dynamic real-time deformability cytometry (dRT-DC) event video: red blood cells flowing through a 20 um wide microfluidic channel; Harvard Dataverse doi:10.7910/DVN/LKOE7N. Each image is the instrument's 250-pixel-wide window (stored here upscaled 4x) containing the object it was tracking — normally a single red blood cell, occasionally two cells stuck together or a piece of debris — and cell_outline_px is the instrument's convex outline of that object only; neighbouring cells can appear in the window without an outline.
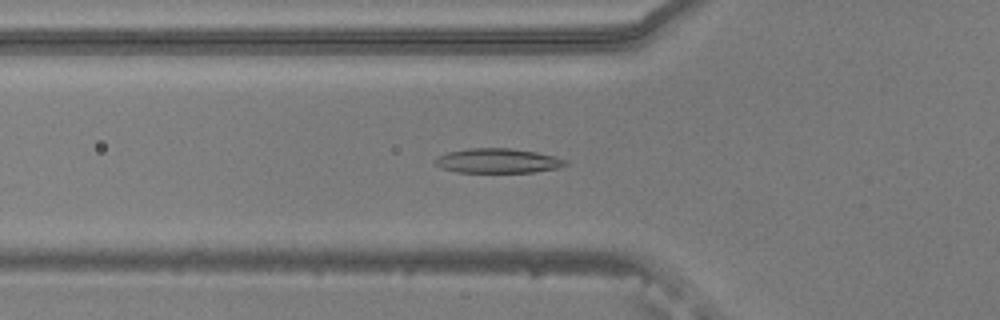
{"species": "common noctule bat (a hibernating species)", "species_latin": "Nyctalus noctula", "temperature_condition": "warm", "stored_images_in_passage": 43, "camera_frame_rate_fps": 3000, "um_per_image_px": 0.085, "animal": {"sex": "male", "body_mass_g": 20.5, "forearm_length_mm": 52.5}, "frame": {"image": 1, "passage_image": 13, "time_ms": 4.0, "image_size_px": [1000, 320], "cell_outline_px": [[568, 164], [560, 168], [536, 172], [456, 172], [440, 168], [432, 160], [448, 152], [468, 148], [508, 148], [536, 152], [556, 156], [568, 160]], "centroid_in_image_um": [42.35, 13.67], "position_along_channel_um": 83.5, "area_um2": 18.84}}
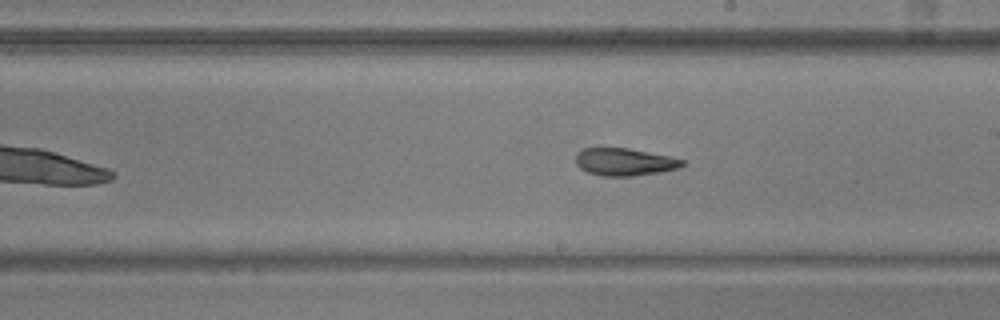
{"frame": {"image": 2, "passage_image": 25, "time_ms": 8.0, "image_size_px": [1000, 320], "cell_outline_px": [[684, 164], [680, 168], [660, 172], [632, 176], [600, 176], [588, 172], [580, 168], [576, 164], [576, 152], [584, 148], [628, 148], [668, 156], [684, 160]], "centroid_in_image_um": [53.06, 13.77], "position_along_channel_um": 235.9, "area_um2": 17.05}}
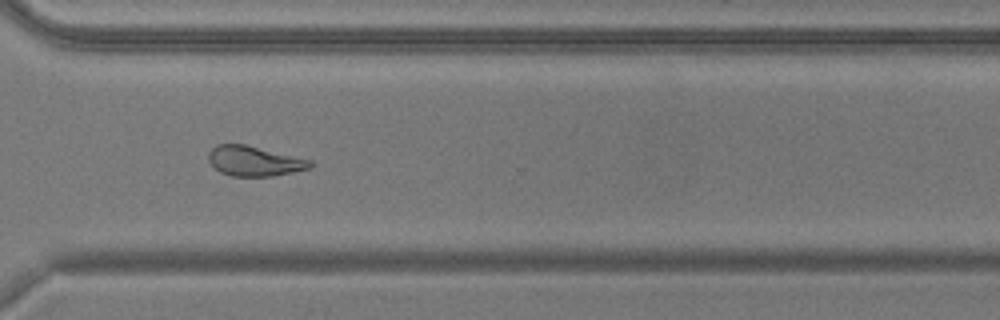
{"frame": {"image": 3, "passage_image": 34, "time_ms": 11.0, "image_size_px": [1000, 320], "cell_outline_px": [[316, 164], [312, 168], [272, 176], [232, 176], [220, 172], [208, 160], [208, 152], [216, 144], [244, 144], [312, 160]], "centroid_in_image_um": [21.65, 13.69], "position_along_channel_um": 349.0, "area_um2": 17.8}, "authors_computed_cell_mechanics": {"area_um2": 18.5538, "velocity_mm_per_s": 3.7819, "shape_relaxation_time_tau1_ms": 5.549, "shape_relaxation_time_tau2_ms": 3.8876, "deformation_change_tau1": 0.1696, "deformation_change_tau2": 0.0956}}